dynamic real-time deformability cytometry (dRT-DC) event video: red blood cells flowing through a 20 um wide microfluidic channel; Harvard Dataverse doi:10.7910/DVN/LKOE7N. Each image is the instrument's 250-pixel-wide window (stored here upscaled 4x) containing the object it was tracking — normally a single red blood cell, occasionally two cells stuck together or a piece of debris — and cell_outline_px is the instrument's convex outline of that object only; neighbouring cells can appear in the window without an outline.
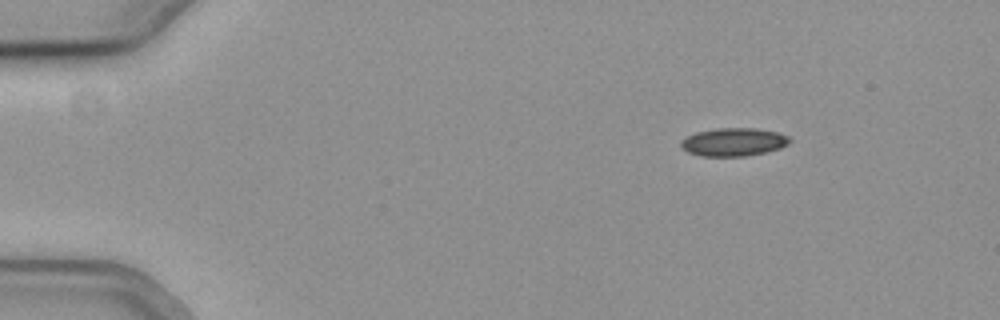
{"species": "common noctule bat (a hibernating species)", "species_latin": "Nyctalus noctula", "temperature_condition": "cold", "stored_images_in_passage": 49, "camera_frame_rate_fps": 3000, "um_per_image_px": 0.085, "animal": {"sex": "female", "body_mass_g": 19.3, "forearm_length_mm": 54.1}, "frame": {"image": 1, "passage_image": 1, "time_ms": 0.0, "image_size_px": [1000, 320], "cell_outline_px": [[792, 140], [788, 144], [780, 148], [764, 152], [744, 156], [700, 156], [688, 152], [680, 144], [680, 140], [696, 132], [716, 128], [756, 128], [776, 132], [788, 136]], "centroid_in_image_um": [62.35, 12.06], "position_along_channel_um": 22.7, "area_um2": 17.74}}
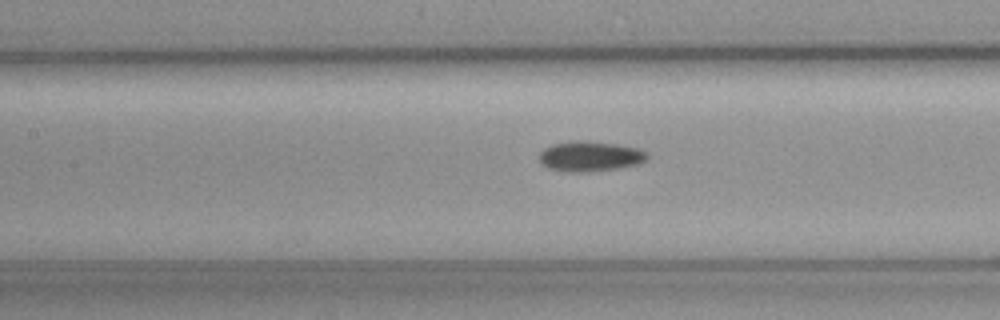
{"frame": {"image": 2, "passage_image": 19, "time_ms": 6.0, "image_size_px": [1000, 320], "cell_outline_px": [[648, 160], [640, 164], [620, 168], [588, 172], [564, 172], [548, 168], [540, 160], [540, 152], [544, 148], [552, 144], [572, 140], [584, 140], [616, 144], [640, 148], [648, 152]], "centroid_in_image_um": [50.2, 13.28], "position_along_channel_um": 157.2, "area_um2": 19.36}}
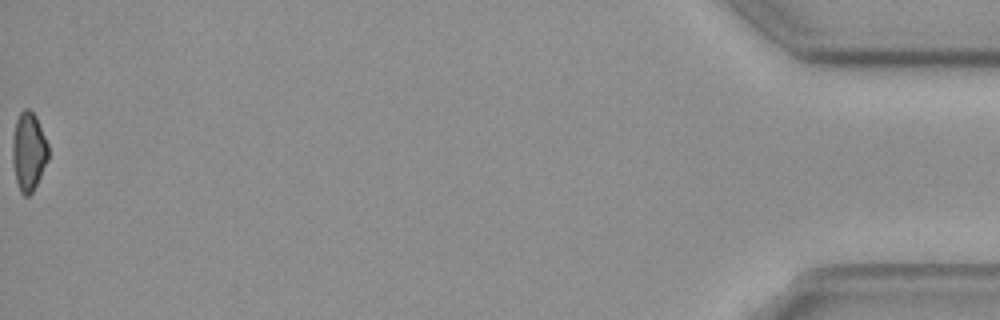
{"frame": {"image": 3, "passage_image": 49, "time_ms": 16.0, "image_size_px": [1000, 320], "cell_outline_px": [[48, 160], [32, 192], [28, 196], [24, 196], [20, 192], [16, 180], [12, 160], [12, 136], [16, 120], [20, 112], [24, 108], [28, 108], [36, 116], [48, 144]], "centroid_in_image_um": [2.42, 12.86], "position_along_channel_um": 432.8, "area_um2": 16.42}}